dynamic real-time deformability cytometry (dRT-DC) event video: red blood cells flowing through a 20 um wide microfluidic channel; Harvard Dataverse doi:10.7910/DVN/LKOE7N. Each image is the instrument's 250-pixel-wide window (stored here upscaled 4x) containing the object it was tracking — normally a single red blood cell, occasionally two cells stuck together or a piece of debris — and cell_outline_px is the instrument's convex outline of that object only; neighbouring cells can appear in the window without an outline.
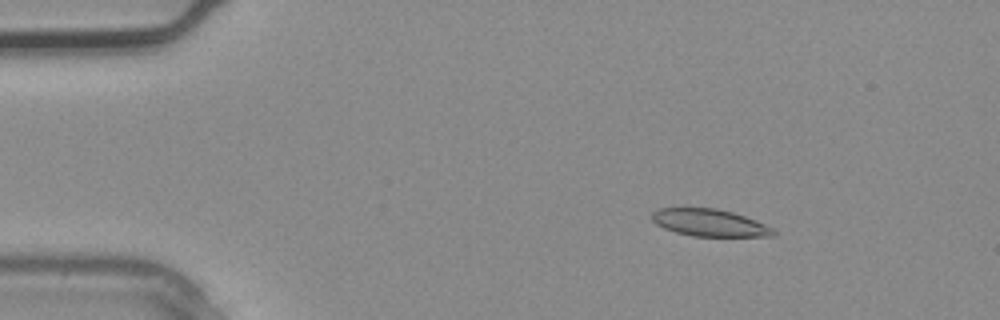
{"species": "common noctule bat (a hibernating species)", "species_latin": "Nyctalus noctula", "temperature_condition": "warm", "stored_images_in_passage": 3, "camera_frame_rate_fps": 3000, "um_per_image_px": 0.085, "animal": {"sex": "male", "body_mass_g": 20.4}, "frame": {"image": 1, "passage_image": 2, "time_ms": 0.333, "image_size_px": [1000, 320], "cell_outline_px": [[776, 236], [692, 236], [676, 232], [664, 228], [656, 224], [652, 220], [652, 212], [660, 208], [716, 208], [732, 212], [756, 220], [772, 228], [776, 232]], "centroid_in_image_um": [60.31, 18.93], "position_along_channel_um": 24.7, "area_um2": 19.13}}